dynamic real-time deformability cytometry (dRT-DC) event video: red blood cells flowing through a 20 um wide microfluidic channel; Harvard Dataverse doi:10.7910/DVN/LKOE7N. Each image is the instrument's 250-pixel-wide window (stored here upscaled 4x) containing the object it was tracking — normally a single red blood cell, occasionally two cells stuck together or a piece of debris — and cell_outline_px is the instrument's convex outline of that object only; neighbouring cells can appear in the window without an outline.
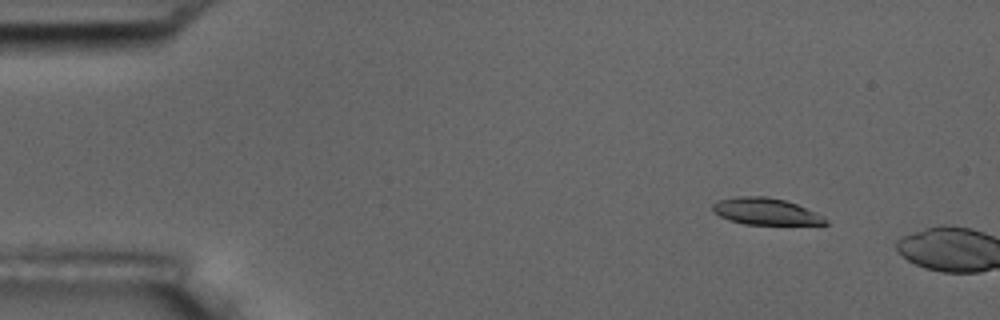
{"species": "common noctule bat (a hibernating species)", "species_latin": "Nyctalus noctula", "temperature_condition": "room temperature", "stored_images_in_passage": 3, "camera_frame_rate_fps": 3000, "um_per_image_px": 0.085, "animal": {"sex": "male", "body_mass_g": 17.5, "forearm_length_mm": 52.3}, "frame": {"image": 1, "passage_image": 2, "time_ms": 1.0, "image_size_px": [1000, 320], "cell_outline_px": [[828, 224], [744, 224], [728, 220], [712, 212], [712, 204], [716, 200], [736, 196], [764, 196], [784, 200], [796, 204], [824, 216]], "centroid_in_image_um": [65.01, 17.96], "position_along_channel_um": 20.0, "area_um2": 17.51}}